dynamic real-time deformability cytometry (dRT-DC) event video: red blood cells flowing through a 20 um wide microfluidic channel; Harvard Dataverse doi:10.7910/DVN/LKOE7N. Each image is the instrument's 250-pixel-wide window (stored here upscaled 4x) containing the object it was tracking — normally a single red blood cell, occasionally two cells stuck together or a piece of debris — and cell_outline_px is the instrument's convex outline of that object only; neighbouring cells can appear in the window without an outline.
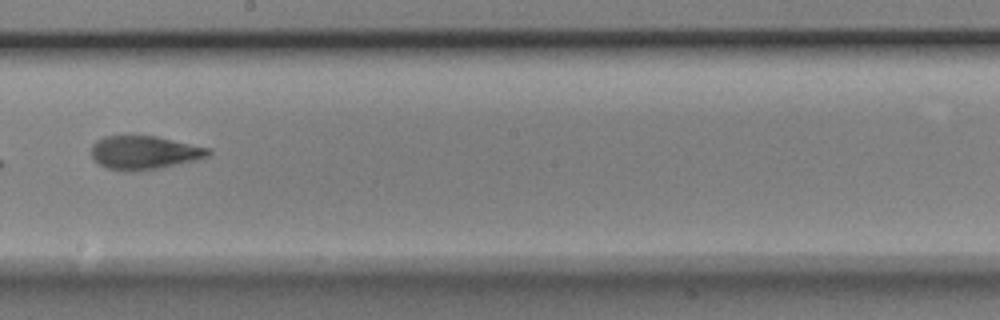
{"species": "Egyptian fruit bat (a non-hibernating species)", "species_latin": "Rousettus aegyptiacus", "temperature_condition": "room temperature", "stored_images_in_passage": 9, "camera_frame_rate_fps": 3000, "um_per_image_px": 0.085, "animal": {"sex": "male"}, "frame": {"image": 1, "passage_image": 8, "time_ms": 2.333, "image_size_px": [1000, 320], "cell_outline_px": [[212, 152], [208, 156], [196, 160], [160, 168], [132, 172], [128, 172], [108, 168], [100, 164], [92, 156], [92, 144], [96, 140], [104, 136], [156, 136], [212, 148]], "centroid_in_image_um": [12.3, 12.97], "position_along_channel_um": 235.9, "area_um2": 22.95}}
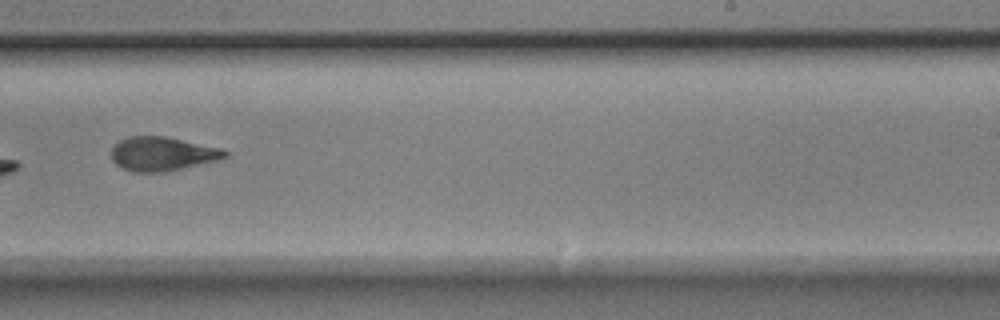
{"frame": {"image": 2, "passage_image": 9, "time_ms": 2.667, "image_size_px": [1000, 320], "cell_outline_px": [[228, 156], [216, 160], [164, 172], [132, 172], [116, 164], [112, 160], [112, 148], [120, 140], [128, 136], [164, 136], [220, 148], [228, 152]], "centroid_in_image_um": [13.76, 13.07], "position_along_channel_um": 275.2, "area_um2": 22.14}}